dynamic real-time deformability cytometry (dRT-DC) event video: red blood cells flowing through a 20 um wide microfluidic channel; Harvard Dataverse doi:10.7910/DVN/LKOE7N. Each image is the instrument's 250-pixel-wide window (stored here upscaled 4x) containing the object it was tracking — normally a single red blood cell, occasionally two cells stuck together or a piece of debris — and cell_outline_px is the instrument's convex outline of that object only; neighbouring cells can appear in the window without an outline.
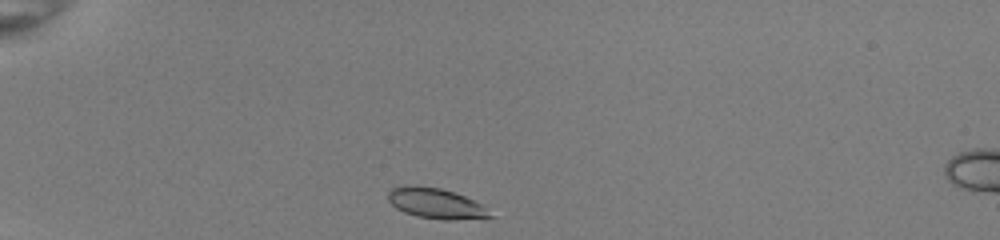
{"species": "common noctule bat (a hibernating species)", "species_latin": "Nyctalus noctula", "temperature_condition": "room temperature", "stored_images_in_passage": 39, "camera_frame_rate_fps": 3000, "um_per_image_px": 0.085, "animal": {"sex": "female", "body_mass_g": 22.0, "forearm_length_mm": 56.7}, "frame": {"image": 1, "passage_image": 2, "time_ms": 0.333, "image_size_px": [1000, 240], "cell_outline_px": [[492, 216], [456, 220], [444, 220], [416, 216], [404, 212], [396, 208], [388, 200], [388, 192], [392, 188], [404, 184], [440, 188], [464, 196], [484, 204]], "centroid_in_image_um": [37.02, 17.28], "position_along_channel_um": 48.0, "area_um2": 18.03}}
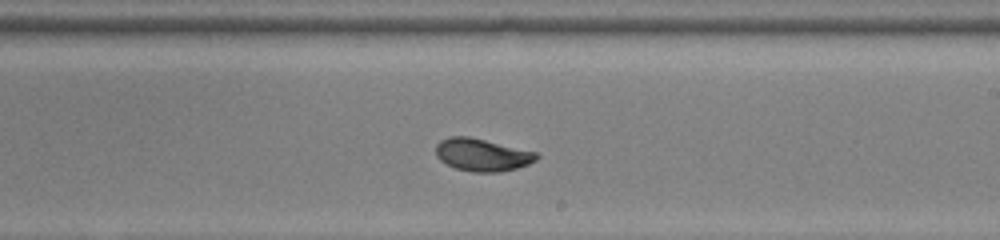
{"frame": {"image": 2, "passage_image": 20, "time_ms": 6.333, "image_size_px": [1000, 240], "cell_outline_px": [[540, 156], [536, 160], [528, 164], [516, 168], [500, 172], [472, 172], [456, 168], [440, 160], [436, 156], [436, 144], [440, 140], [452, 136], [468, 136], [536, 152]], "centroid_in_image_um": [40.97, 13.16], "position_along_channel_um": 248.0, "area_um2": 18.96}}
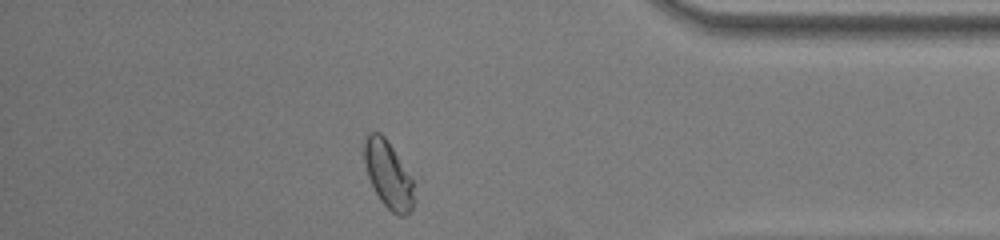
{"frame": {"image": 3, "passage_image": 33, "time_ms": 10.667, "image_size_px": [1000, 240], "cell_outline_px": [[416, 200], [412, 208], [404, 216], [400, 216], [392, 212], [380, 200], [368, 176], [364, 164], [364, 136], [368, 132], [380, 132], [384, 136], [392, 148], [412, 180]], "centroid_in_image_um": [32.99, 14.84], "position_along_channel_um": 402.2, "area_um2": 19.25}, "authors_computed_cell_mechanics": {"area_um2": 19.1318, "velocity_mm_per_s": 3.9917, "shape_relaxation_time_tau1_ms": 3.2613, "shape_relaxation_time_tau2_ms": null, "deformation_change_tau1": 0.1333, "deformation_change_tau2": null}}